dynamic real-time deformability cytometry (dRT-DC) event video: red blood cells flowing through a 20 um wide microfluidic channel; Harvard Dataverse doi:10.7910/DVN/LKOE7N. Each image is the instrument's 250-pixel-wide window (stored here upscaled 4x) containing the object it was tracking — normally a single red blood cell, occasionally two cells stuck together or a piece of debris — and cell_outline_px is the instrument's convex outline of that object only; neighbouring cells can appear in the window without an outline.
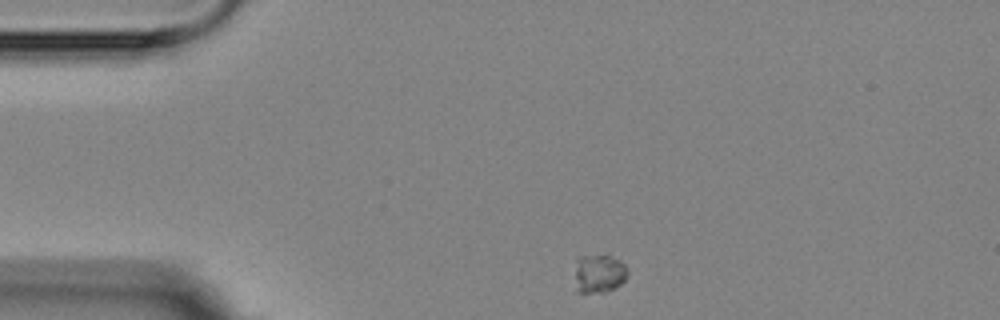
{"species": "Egyptian fruit bat (a non-hibernating species)", "species_latin": "Rousettus aegyptiacus", "temperature_condition": "room temperature", "stored_images_in_passage": 4, "camera_frame_rate_fps": 3000, "um_per_image_px": 0.085, "animal": {"sex": "female"}, "frame": {"image": 1, "passage_image": 1, "time_ms": 0.0, "image_size_px": [1000, 320], "cell_outline_px": [[628, 276], [616, 288], [604, 292], [576, 292], [576, 256], [608, 256], [620, 260], [624, 264], [628, 272]], "centroid_in_image_um": [50.92, 23.26], "position_along_channel_um": 34.1, "area_um2": 11.79}}
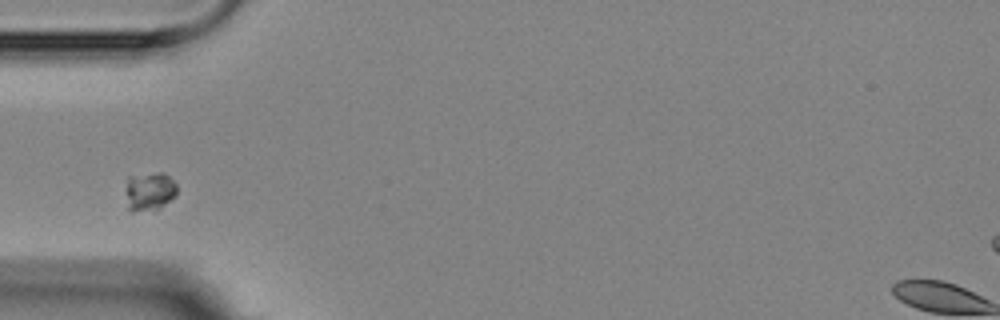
{"frame": {"image": 2, "passage_image": 3, "time_ms": 2.333, "image_size_px": [1000, 320], "cell_outline_px": [[176, 196], [156, 212], [132, 212], [128, 208], [128, 176], [160, 172], [164, 172], [176, 184]], "centroid_in_image_um": [12.75, 16.31], "position_along_channel_um": 72.2, "area_um2": 11.68}}
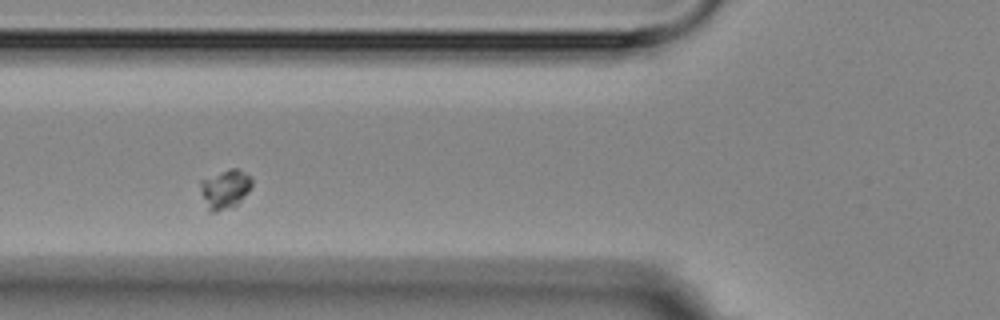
{"frame": {"image": 3, "passage_image": 4, "time_ms": 3.333, "image_size_px": [1000, 320], "cell_outline_px": [[252, 184], [248, 192], [232, 208], [216, 212], [208, 212], [200, 192], [200, 180], [220, 172], [232, 168], [236, 168], [244, 172], [252, 180]], "centroid_in_image_um": [19.09, 16.1], "position_along_channel_um": 106.7, "area_um2": 11.73}}